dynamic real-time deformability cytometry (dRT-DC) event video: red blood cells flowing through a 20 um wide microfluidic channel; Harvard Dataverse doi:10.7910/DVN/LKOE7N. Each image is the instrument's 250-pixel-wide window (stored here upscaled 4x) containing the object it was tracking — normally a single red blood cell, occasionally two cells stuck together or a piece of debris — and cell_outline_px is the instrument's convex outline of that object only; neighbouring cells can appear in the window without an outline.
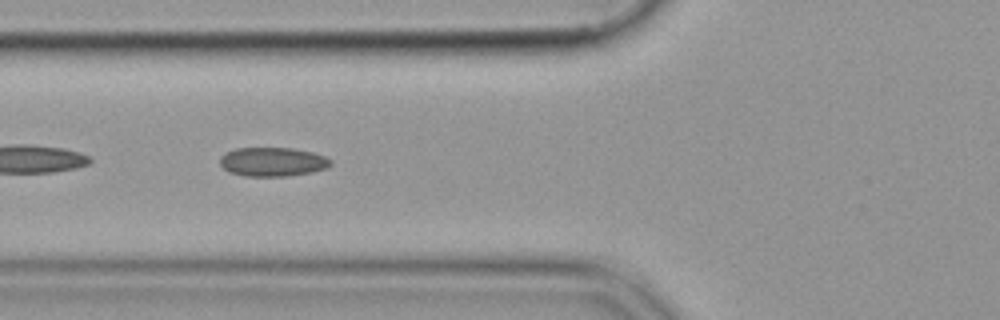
{"species": "common noctule bat (a hibernating species)", "species_latin": "Nyctalus noctula", "temperature_condition": "cold", "stored_images_in_passage": 41, "camera_frame_rate_fps": 3000, "um_per_image_px": 0.085, "animal": {"sex": "female", "body_mass_g": 19.9}, "frame": {"image": 1, "passage_image": 7, "time_ms": 2.0, "image_size_px": [1000, 320], "cell_outline_px": [[332, 164], [328, 168], [312, 172], [288, 176], [244, 176], [228, 172], [220, 164], [220, 156], [236, 148], [292, 148], [312, 152], [324, 156], [332, 160]], "centroid_in_image_um": [23.19, 13.76], "position_along_channel_um": 102.6, "area_um2": 18.79}}
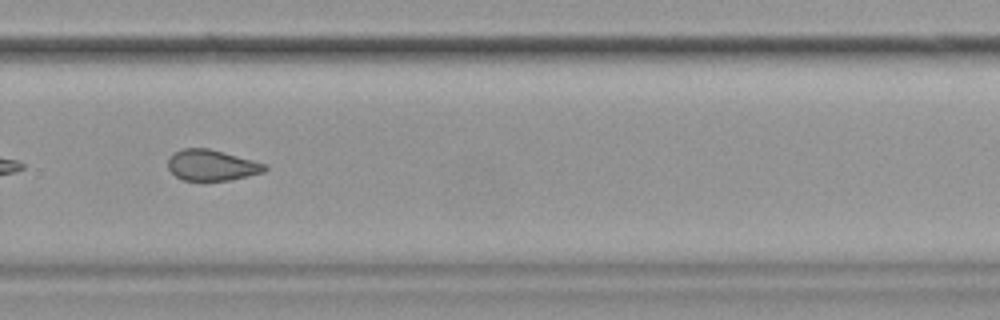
{"frame": {"image": 2, "passage_image": 24, "time_ms": 7.667, "image_size_px": [1000, 320], "cell_outline_px": [[268, 168], [264, 172], [232, 180], [184, 180], [176, 176], [168, 168], [168, 156], [184, 148], [208, 148], [224, 152], [268, 164]], "centroid_in_image_um": [18.03, 14.04], "position_along_channel_um": 311.8, "area_um2": 17.46}}